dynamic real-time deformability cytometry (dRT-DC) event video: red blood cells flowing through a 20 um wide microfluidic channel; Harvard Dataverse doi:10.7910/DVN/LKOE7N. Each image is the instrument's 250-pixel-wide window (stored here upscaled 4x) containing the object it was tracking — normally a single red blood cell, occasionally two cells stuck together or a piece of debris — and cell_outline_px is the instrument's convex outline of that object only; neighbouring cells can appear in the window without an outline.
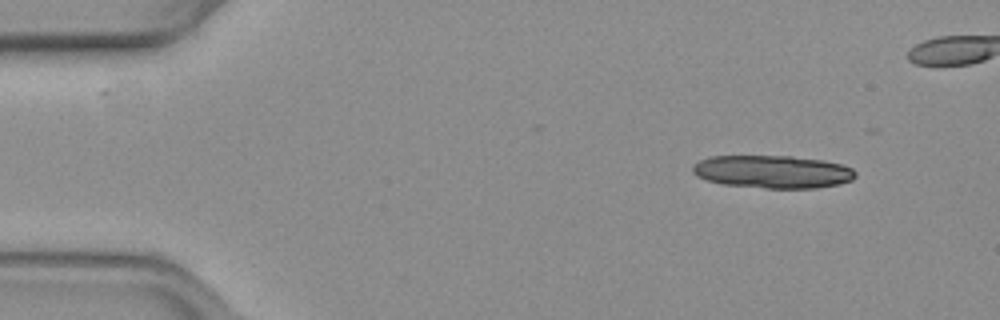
{"species": "common noctule bat (a hibernating species)", "species_latin": "Nyctalus noctula", "temperature_condition": "warm", "stored_images_in_passage": 16, "camera_frame_rate_fps": 3000, "um_per_image_px": 0.085, "animal": {"sex": "female", "body_mass_g": 19.3, "forearm_length_mm": 54.1}, "frame": {"image": 1, "passage_image": 1, "time_ms": 0.0, "image_size_px": [1000, 320], "cell_outline_px": [[856, 176], [852, 180], [840, 184], [816, 188], [764, 188], [724, 184], [708, 180], [696, 176], [692, 172], [692, 164], [708, 156], [792, 156], [824, 160], [840, 164], [852, 168], [856, 172]], "centroid_in_image_um": [65.67, 14.59], "position_along_channel_um": 19.3, "area_um2": 31.33}}